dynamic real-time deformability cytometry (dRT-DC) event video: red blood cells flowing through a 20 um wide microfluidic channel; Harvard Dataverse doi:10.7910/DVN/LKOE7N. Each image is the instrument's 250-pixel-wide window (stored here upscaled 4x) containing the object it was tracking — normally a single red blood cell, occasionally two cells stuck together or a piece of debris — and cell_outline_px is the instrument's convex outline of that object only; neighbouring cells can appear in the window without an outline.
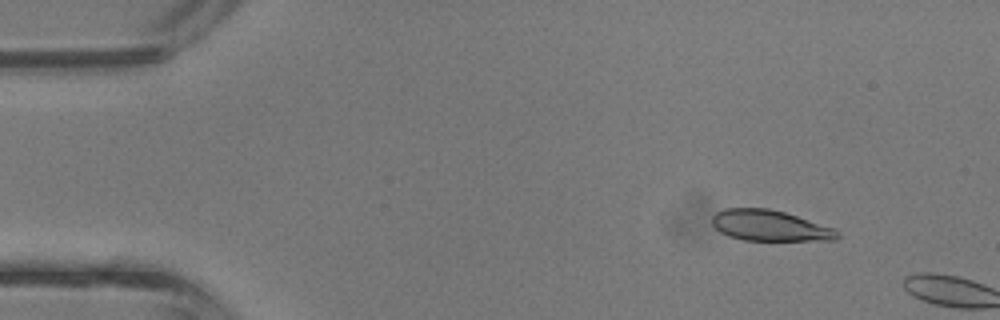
{"species": "common noctule bat (a hibernating species)", "species_latin": "Nyctalus noctula", "temperature_condition": "room temperature", "stored_images_in_passage": 3, "camera_frame_rate_fps": 3000, "um_per_image_px": 0.085, "animal": {"sex": "male", "body_mass_g": 13.3}, "frame": {"image": 1, "passage_image": 2, "time_ms": 0.333, "image_size_px": [1000, 320], "cell_outline_px": [[840, 236], [836, 240], [744, 240], [728, 236], [720, 232], [712, 224], [712, 216], [716, 212], [724, 208], [768, 208], [784, 212], [836, 228], [840, 232]], "centroid_in_image_um": [65.45, 19.18], "position_along_channel_um": 19.6, "area_um2": 22.6}}